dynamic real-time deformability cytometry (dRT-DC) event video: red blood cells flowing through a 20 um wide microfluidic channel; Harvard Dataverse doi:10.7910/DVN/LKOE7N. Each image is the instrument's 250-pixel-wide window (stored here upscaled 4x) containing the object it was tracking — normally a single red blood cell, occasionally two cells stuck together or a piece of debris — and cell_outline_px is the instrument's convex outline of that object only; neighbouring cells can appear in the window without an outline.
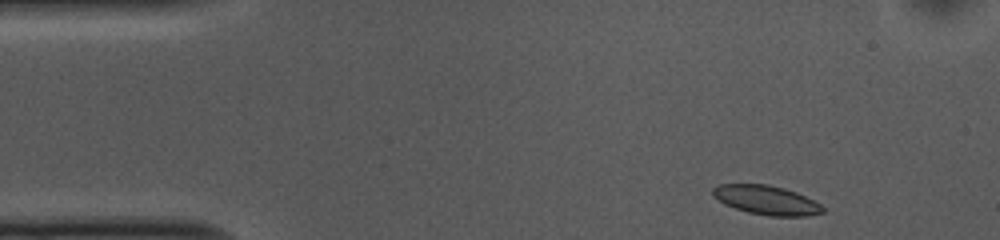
{"species": "common noctule bat (a hibernating species)", "species_latin": "Nyctalus noctula", "temperature_condition": "cold", "stored_images_in_passage": 48, "camera_frame_rate_fps": 3000, "um_per_image_px": 0.085, "animal": {"sex": "female", "body_mass_g": 10.0, "forearm_length_mm": 53.1}, "frame": {"image": 1, "passage_image": 1, "time_ms": 0.0, "image_size_px": [1000, 240], "cell_outline_px": [[824, 212], [808, 216], [768, 216], [748, 212], [724, 204], [712, 196], [712, 188], [720, 184], [768, 184], [784, 188], [796, 192], [820, 204], [824, 208]], "centroid_in_image_um": [65.12, 17.0], "position_along_channel_um": 19.9, "area_um2": 18.67}}
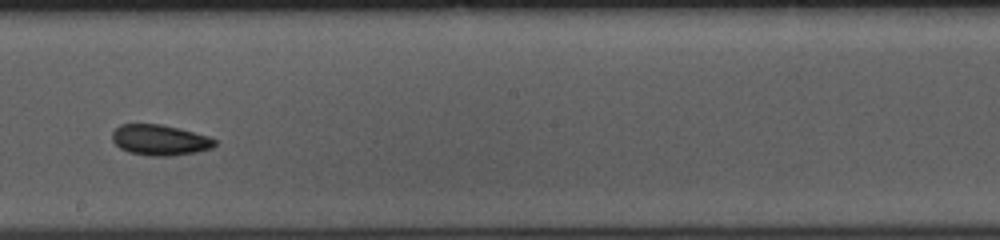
{"frame": {"image": 2, "passage_image": 24, "time_ms": 7.667, "image_size_px": [1000, 240], "cell_outline_px": [[216, 144], [212, 148], [196, 152], [168, 156], [148, 156], [128, 152], [120, 148], [112, 140], [112, 132], [120, 124], [160, 124], [180, 128], [208, 136], [216, 140]], "centroid_in_image_um": [13.58, 11.9], "position_along_channel_um": 234.6, "area_um2": 18.38}}
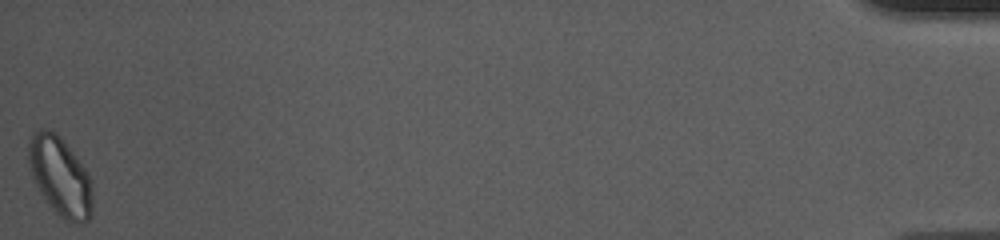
{"frame": {"image": 3, "passage_image": 48, "time_ms": 15.667, "image_size_px": [1000, 240], "cell_outline_px": [[92, 212], [88, 220], [80, 224], [72, 224], [64, 220], [48, 204], [40, 192], [32, 176], [28, 160], [28, 144], [32, 132], [40, 128], [44, 128], [56, 132], [60, 136], [88, 172], [92, 180]], "centroid_in_image_um": [5.12, 15.0], "position_along_channel_um": 430.1, "area_um2": 29.71}, "authors_computed_cell_mechanics": {"area_um2": 18.9006, "velocity_mm_per_s": 3.7065, "shape_relaxation_time_tau1_ms": 4.0418, "shape_relaxation_time_tau2_ms": null, "deformation_change_tau1": 0.0762, "deformation_change_tau2": null}}